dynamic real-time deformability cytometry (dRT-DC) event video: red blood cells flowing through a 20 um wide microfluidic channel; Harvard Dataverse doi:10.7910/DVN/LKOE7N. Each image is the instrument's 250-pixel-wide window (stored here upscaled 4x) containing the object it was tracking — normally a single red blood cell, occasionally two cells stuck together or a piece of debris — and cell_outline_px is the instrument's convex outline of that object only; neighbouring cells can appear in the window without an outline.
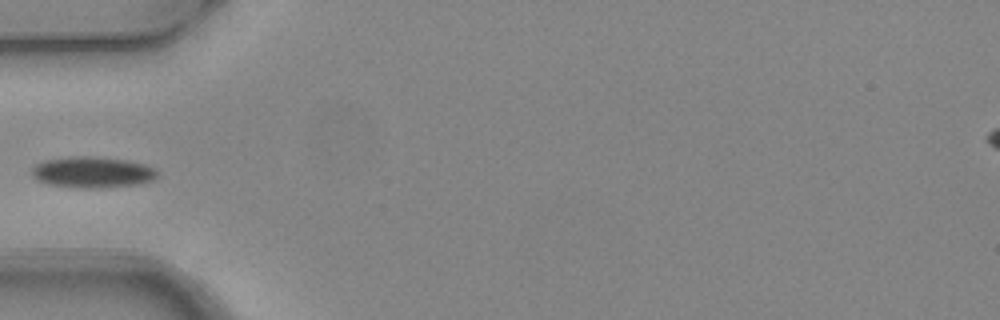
{"species": "common noctule bat (a hibernating species)", "species_latin": "Nyctalus noctula", "temperature_condition": "warm", "stored_images_in_passage": 7, "camera_frame_rate_fps": 3000, "um_per_image_px": 0.085, "animal": {"sex": "female", "body_mass_g": 24.6, "forearm_length_mm": 56.2}, "frame": {"image": 1, "passage_image": 7, "time_ms": 2.0, "image_size_px": [1000, 320], "cell_outline_px": [[156, 176], [152, 180], [140, 184], [100, 188], [80, 188], [48, 184], [36, 180], [32, 176], [32, 168], [36, 164], [44, 160], [68, 156], [88, 156], [128, 160], [144, 164], [156, 168]], "centroid_in_image_um": [7.83, 14.64], "position_along_channel_um": 77.2, "area_um2": 22.89}}